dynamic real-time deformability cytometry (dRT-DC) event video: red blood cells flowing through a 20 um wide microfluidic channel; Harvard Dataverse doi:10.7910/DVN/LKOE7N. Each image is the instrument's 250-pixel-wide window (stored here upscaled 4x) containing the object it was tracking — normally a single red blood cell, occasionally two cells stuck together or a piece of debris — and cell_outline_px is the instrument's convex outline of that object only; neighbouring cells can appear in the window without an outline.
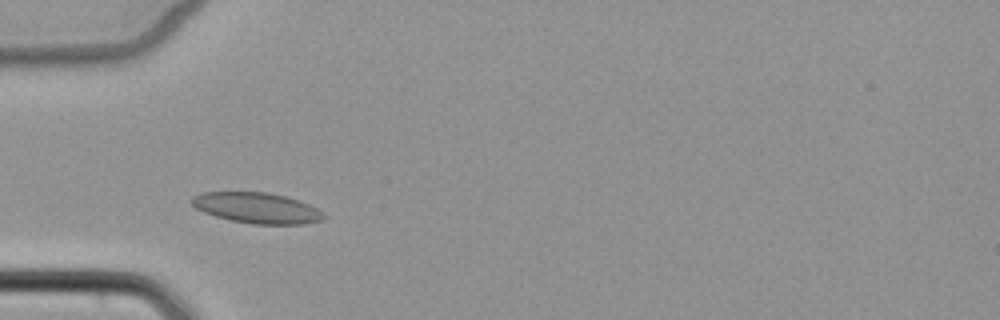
{"species": "common noctule bat (a hibernating species)", "species_latin": "Nyctalus noctula", "temperature_condition": "cold", "stored_images_in_passage": 4, "camera_frame_rate_fps": 3000, "um_per_image_px": 0.085, "animal": {"sex": "female", "body_mass_g": 22.7, "forearm_length_mm": 54.2}, "frame": {"image": 1, "passage_image": 3, "time_ms": 2.333, "image_size_px": [1000, 320], "cell_outline_px": [[324, 220], [304, 224], [252, 224], [232, 220], [216, 216], [204, 212], [196, 208], [188, 200], [192, 196], [200, 192], [268, 192], [300, 200], [316, 208], [324, 216]], "centroid_in_image_um": [21.8, 17.66], "position_along_channel_um": 63.2, "area_um2": 23.58}}
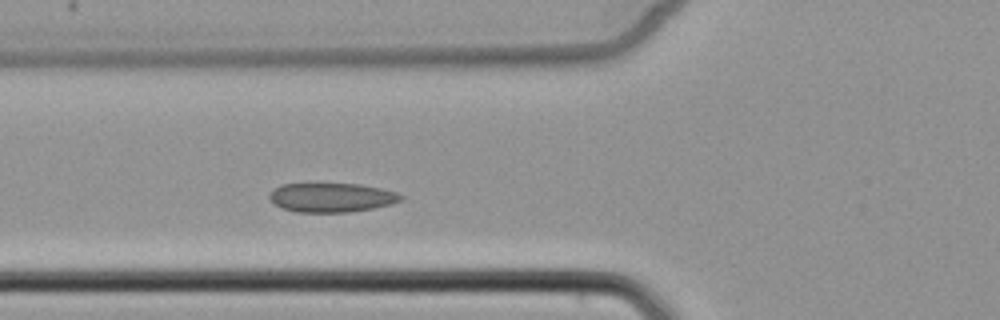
{"frame": {"image": 2, "passage_image": 4, "time_ms": 3.333, "image_size_px": [1000, 320], "cell_outline_px": [[404, 196], [400, 200], [392, 204], [372, 208], [348, 212], [296, 212], [284, 208], [276, 204], [268, 196], [272, 188], [280, 184], [308, 180], [360, 184], [380, 188], [396, 192]], "centroid_in_image_um": [28.11, 16.72], "position_along_channel_um": 97.7, "area_um2": 23.35}}